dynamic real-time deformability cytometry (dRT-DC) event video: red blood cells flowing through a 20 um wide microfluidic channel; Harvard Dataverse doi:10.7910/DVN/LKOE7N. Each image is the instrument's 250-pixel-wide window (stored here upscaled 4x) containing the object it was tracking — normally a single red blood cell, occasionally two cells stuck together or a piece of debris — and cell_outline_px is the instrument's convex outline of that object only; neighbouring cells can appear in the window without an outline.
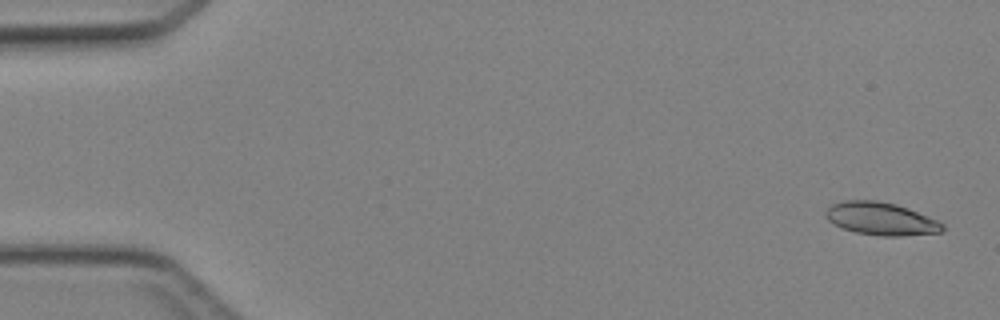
{"species": "Egyptian fruit bat (a non-hibernating species)", "species_latin": "Rousettus aegyptiacus", "temperature_condition": "cold", "stored_images_in_passage": 46, "camera_frame_rate_fps": 3000, "um_per_image_px": 0.085, "animal": {"sex": "female"}, "frame": {"image": 1, "passage_image": 2, "time_ms": 0.333, "image_size_px": [1000, 320], "cell_outline_px": [[944, 232], [900, 236], [880, 236], [856, 232], [844, 228], [828, 220], [824, 212], [832, 204], [844, 200], [876, 200], [896, 204], [908, 208], [928, 216], [944, 224]], "centroid_in_image_um": [74.91, 18.59], "position_along_channel_um": 10.1, "area_um2": 22.25}}
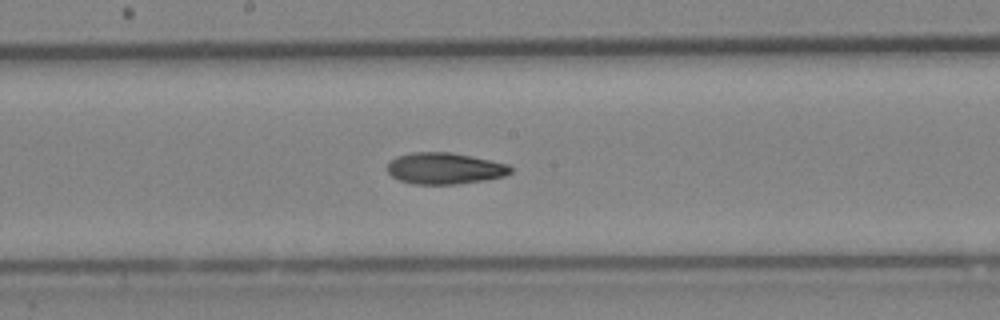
{"frame": {"image": 2, "passage_image": 25, "time_ms": 8.0, "image_size_px": [1000, 320], "cell_outline_px": [[512, 172], [504, 176], [484, 180], [456, 184], [412, 184], [400, 180], [392, 176], [388, 172], [388, 164], [396, 156], [412, 152], [448, 152], [508, 164], [512, 168]], "centroid_in_image_um": [37.78, 14.32], "position_along_channel_um": 210.4, "area_um2": 22.31}}
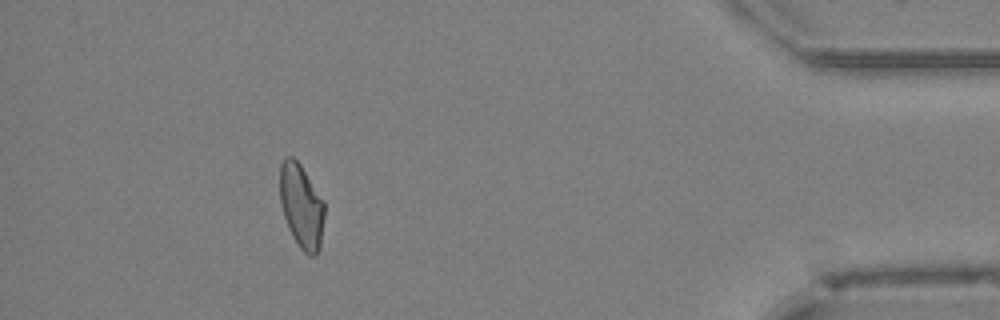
{"frame": {"image": 3, "passage_image": 42, "time_ms": 13.667, "image_size_px": [1000, 320], "cell_outline_px": [[324, 216], [320, 248], [316, 256], [308, 256], [300, 248], [292, 236], [288, 228], [280, 204], [280, 164], [284, 156], [292, 156], [300, 164], [324, 200]], "centroid_in_image_um": [25.62, 17.52], "position_along_channel_um": 409.6, "area_um2": 22.08}}